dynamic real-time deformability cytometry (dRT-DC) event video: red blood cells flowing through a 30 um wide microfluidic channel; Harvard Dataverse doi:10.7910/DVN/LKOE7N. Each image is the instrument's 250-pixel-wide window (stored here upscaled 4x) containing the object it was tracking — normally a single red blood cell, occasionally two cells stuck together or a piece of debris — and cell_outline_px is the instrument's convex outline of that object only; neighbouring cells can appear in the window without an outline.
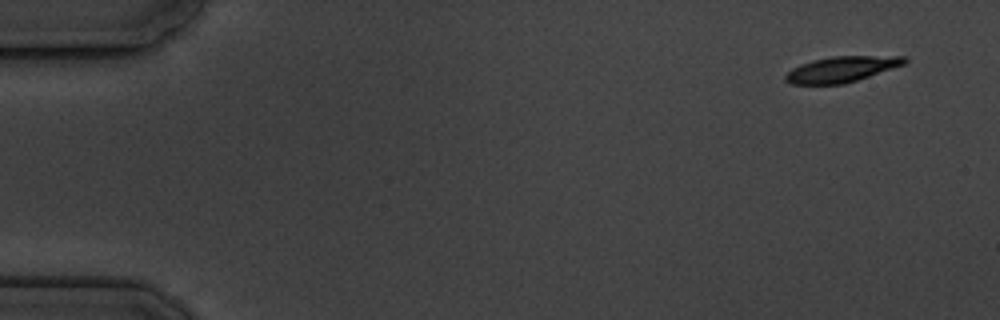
{"species": "common noctule bat (a hibernating species)", "species_latin": "Nyctalus noctula", "temperature_condition": "cold", "stored_images_in_passage": 4, "camera_frame_rate_fps": 3000, "um_per_image_px": 0.085, "animal": {"sex": "male", "body_mass_g": 19.5, "forearm_length_mm": 54.6}, "frame": {"image": 1, "passage_image": 1, "time_ms": 0.0, "image_size_px": [1000, 320], "cell_outline_px": [[908, 60], [904, 64], [844, 84], [792, 84], [784, 80], [784, 76], [792, 68], [800, 64], [812, 60], [832, 56], [904, 56]], "centroid_in_image_um": [71.49, 5.88], "position_along_channel_um": 13.5, "area_um2": 17.63}}
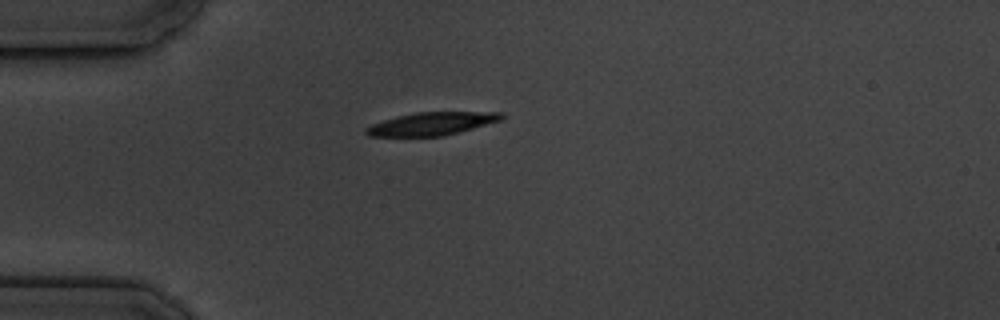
{"frame": {"image": 2, "passage_image": 4, "time_ms": 4.0, "image_size_px": [1000, 320], "cell_outline_px": [[504, 116], [500, 120], [444, 136], [368, 136], [364, 132], [364, 128], [372, 124], [396, 116], [416, 112], [504, 112]], "centroid_in_image_um": [36.65, 10.51], "position_along_channel_um": 48.3, "area_um2": 17.98}}